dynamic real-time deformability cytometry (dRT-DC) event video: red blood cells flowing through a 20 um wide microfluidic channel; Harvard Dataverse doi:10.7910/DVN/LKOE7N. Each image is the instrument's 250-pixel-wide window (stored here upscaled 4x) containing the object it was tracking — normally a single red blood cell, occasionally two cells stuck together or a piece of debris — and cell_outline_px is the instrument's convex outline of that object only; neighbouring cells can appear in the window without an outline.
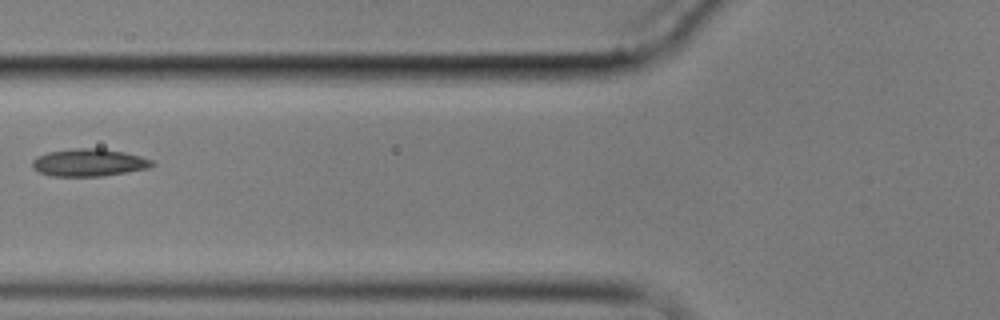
{"species": "common noctule bat (a hibernating species)", "species_latin": "Nyctalus noctula", "temperature_condition": "cold", "stored_images_in_passage": 8, "camera_frame_rate_fps": 3000, "um_per_image_px": 0.085, "animal": {"sex": "male", "body_mass_g": 17.9}, "frame": {"image": 1, "passage_image": 7, "time_ms": 7.0, "image_size_px": [1000, 320], "cell_outline_px": [[156, 164], [148, 168], [128, 172], [100, 176], [52, 176], [40, 172], [32, 168], [32, 160], [36, 156], [48, 152], [76, 148], [100, 148], [124, 152], [140, 156], [152, 160]], "centroid_in_image_um": [7.55, 13.82], "position_along_channel_um": 118.2, "area_um2": 19.19}}
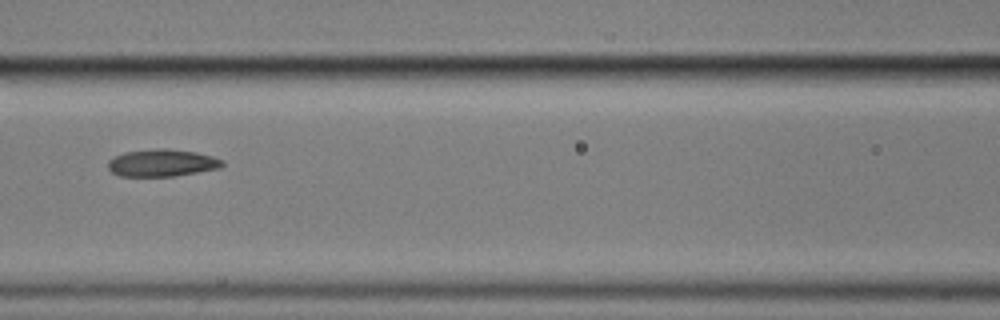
{"frame": {"image": 2, "passage_image": 8, "time_ms": 8.0, "image_size_px": [1000, 320], "cell_outline_px": [[224, 164], [220, 168], [176, 176], [120, 176], [112, 172], [108, 168], [108, 160], [124, 152], [156, 148], [168, 148], [196, 152], [212, 156], [224, 160]], "centroid_in_image_um": [13.79, 13.84], "position_along_channel_um": 152.8, "area_um2": 18.26}}